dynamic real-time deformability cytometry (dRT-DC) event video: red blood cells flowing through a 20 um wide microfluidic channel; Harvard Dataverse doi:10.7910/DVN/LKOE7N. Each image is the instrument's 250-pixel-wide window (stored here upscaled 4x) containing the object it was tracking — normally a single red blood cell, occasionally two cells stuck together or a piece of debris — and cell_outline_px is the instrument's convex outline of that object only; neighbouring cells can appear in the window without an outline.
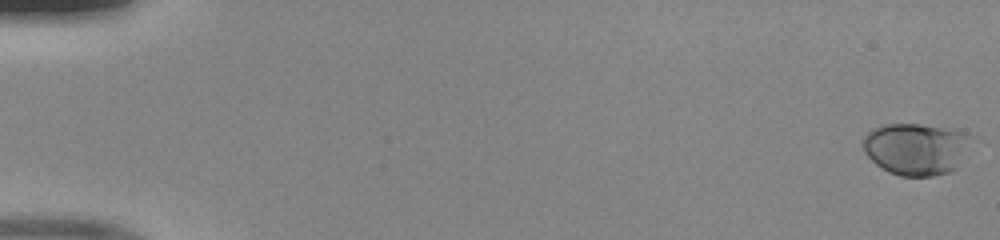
{"species": "human", "species_latin": "Homo sapiens", "temperature_condition": "room temperature", "stored_images_in_passage": 51, "camera_frame_rate_fps": 3000, "um_per_image_px": 0.085, "donor": {"sex": "male"}, "frame": {"image": 1, "passage_image": 1, "time_ms": 0.0, "image_size_px": [1000, 240], "cell_outline_px": [[972, 136], [956, 168], [948, 172], [932, 176], [900, 176], [888, 172], [876, 164], [864, 152], [864, 136], [872, 128], [888, 124], [920, 124], [968, 132]], "centroid_in_image_um": [77.84, 12.65], "position_along_channel_um": 7.2, "area_um2": 32.43}}
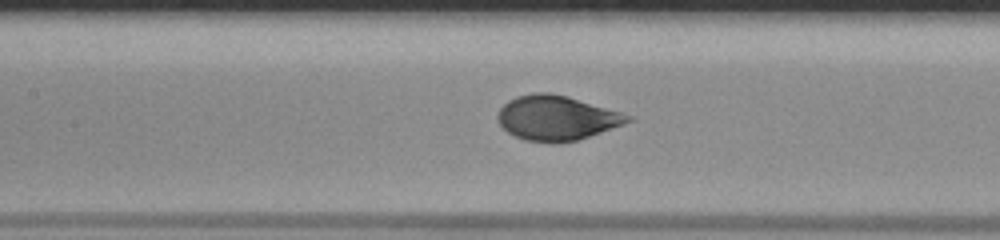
{"frame": {"image": 2, "passage_image": 25, "time_ms": 8.0, "image_size_px": [1000, 240], "cell_outline_px": [[636, 120], [576, 140], [560, 144], [552, 144], [524, 140], [508, 132], [496, 120], [496, 116], [500, 108], [508, 100], [516, 96], [532, 92], [548, 92], [568, 96], [620, 112], [632, 116]], "centroid_in_image_um": [47.29, 10.03], "position_along_channel_um": 160.1, "area_um2": 34.1}}
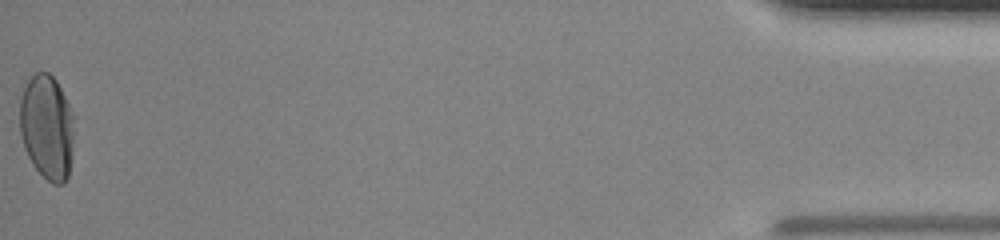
{"frame": {"image": 3, "passage_image": 51, "time_ms": 16.667, "image_size_px": [1000, 240], "cell_outline_px": [[72, 156], [68, 176], [64, 184], [52, 184], [32, 164], [24, 148], [20, 132], [20, 100], [24, 88], [28, 80], [36, 72], [48, 72], [56, 80], [68, 104], [72, 116]], "centroid_in_image_um": [3.97, 10.82], "position_along_channel_um": 431.2, "area_um2": 32.83}}